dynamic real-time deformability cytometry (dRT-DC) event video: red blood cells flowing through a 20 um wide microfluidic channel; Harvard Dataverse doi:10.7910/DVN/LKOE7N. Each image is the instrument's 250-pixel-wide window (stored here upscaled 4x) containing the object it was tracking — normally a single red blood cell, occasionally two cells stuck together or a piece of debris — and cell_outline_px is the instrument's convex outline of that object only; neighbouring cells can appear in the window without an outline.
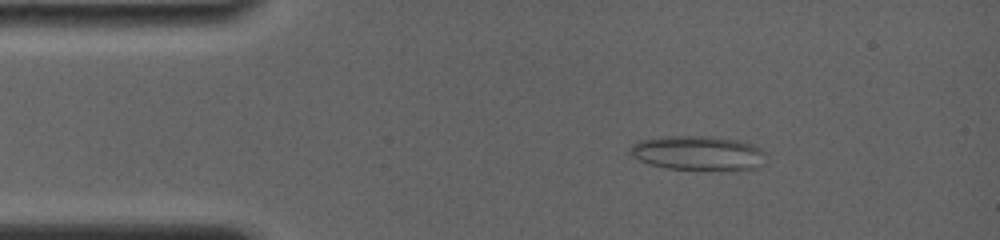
{"species": "common noctule bat (a hibernating species)", "species_latin": "Nyctalus noctula", "temperature_condition": "room temperature", "stored_images_in_passage": 5, "camera_frame_rate_fps": 4000, "um_per_image_px": 0.085, "animal": {"sex": "female", "body_mass_g": 19.0, "forearm_length_mm": 56.7}, "frame": {"image": 1, "passage_image": 2, "time_ms": 1.25, "image_size_px": [1000, 240], "cell_outline_px": [[768, 156], [764, 164], [760, 168], [736, 172], [732, 172], [664, 168], [640, 160], [632, 156], [628, 152], [632, 144], [636, 140], [664, 136], [712, 136], [736, 140], [752, 144], [760, 148]], "centroid_in_image_um": [59.41, 13.04], "position_along_channel_um": 25.6, "area_um2": 28.38}}
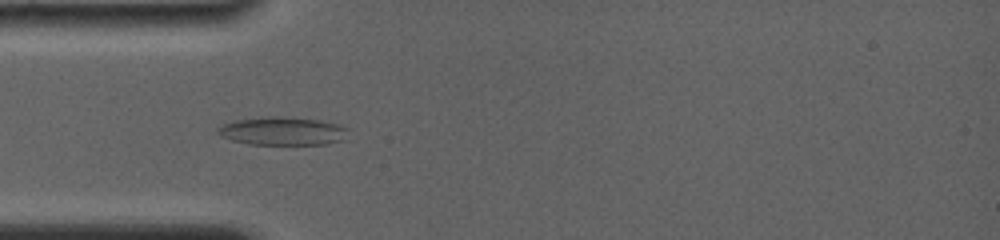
{"frame": {"image": 2, "passage_image": 4, "time_ms": 3.5, "image_size_px": [1000, 240], "cell_outline_px": [[348, 128], [344, 140], [328, 144], [252, 144], [232, 140], [220, 136], [216, 132], [216, 128], [232, 120], [268, 116], [280, 116], [320, 120], [336, 124]], "centroid_in_image_um": [23.99, 11.13], "position_along_channel_um": 61.0, "area_um2": 21.5}}